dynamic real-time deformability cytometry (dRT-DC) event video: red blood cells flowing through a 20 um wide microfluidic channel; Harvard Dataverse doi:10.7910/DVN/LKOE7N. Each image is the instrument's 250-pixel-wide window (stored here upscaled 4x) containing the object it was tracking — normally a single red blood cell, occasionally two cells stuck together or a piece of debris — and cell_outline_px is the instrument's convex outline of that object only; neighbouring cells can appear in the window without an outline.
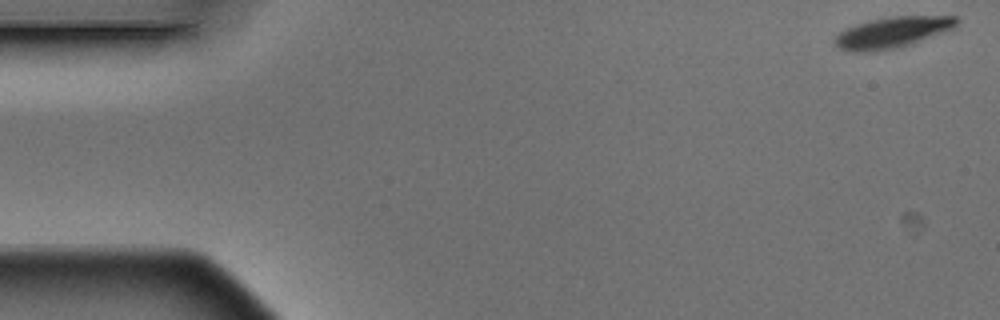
{"species": "Egyptian fruit bat (a non-hibernating species)", "species_latin": "Rousettus aegyptiacus", "temperature_condition": "warm", "stored_images_in_passage": 5, "camera_frame_rate_fps": 3000, "um_per_image_px": 0.085, "animal": {"sex": "male"}, "frame": {"image": 1, "passage_image": 1, "time_ms": 0.0, "image_size_px": [1000, 320], "cell_outline_px": [[960, 20], [952, 28], [908, 44], [892, 48], [872, 52], [848, 52], [840, 48], [832, 40], [840, 32], [856, 24], [868, 20], [892, 16], [956, 16]], "centroid_in_image_um": [75.78, 2.74], "position_along_channel_um": 9.2, "area_um2": 21.56}}
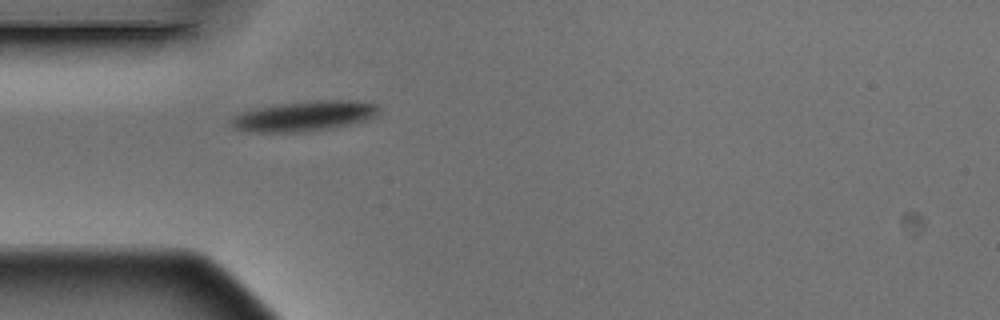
{"frame": {"image": 2, "passage_image": 5, "time_ms": 1.333, "image_size_px": [1000, 320], "cell_outline_px": [[380, 108], [376, 116], [364, 120], [348, 124], [328, 128], [304, 132], [252, 132], [232, 128], [228, 120], [232, 116], [244, 112], [260, 108], [284, 104], [316, 100], [348, 100], [376, 104]], "centroid_in_image_um": [25.83, 9.88], "position_along_channel_um": 59.2, "area_um2": 25.49}}